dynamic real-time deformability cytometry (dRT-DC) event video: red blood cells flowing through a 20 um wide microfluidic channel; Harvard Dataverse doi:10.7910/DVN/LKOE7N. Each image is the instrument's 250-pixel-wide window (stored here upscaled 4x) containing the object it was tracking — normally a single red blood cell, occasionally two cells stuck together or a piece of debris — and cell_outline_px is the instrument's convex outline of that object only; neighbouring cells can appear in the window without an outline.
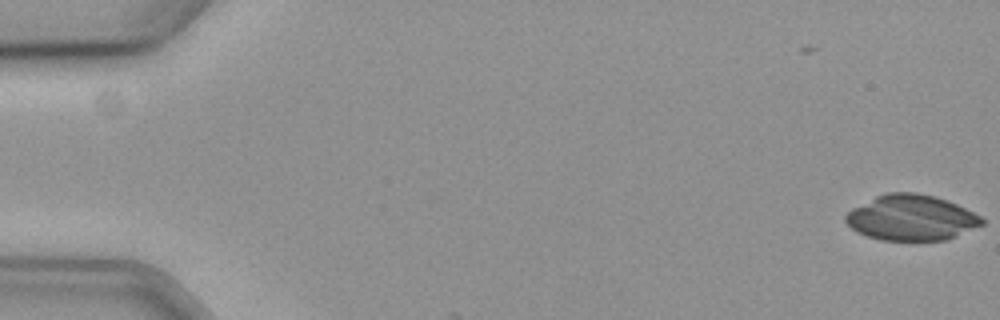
{"species": "common noctule bat (a hibernating species)", "species_latin": "Nyctalus noctula", "temperature_condition": "cold", "stored_images_in_passage": 7, "camera_frame_rate_fps": 3000, "um_per_image_px": 0.085, "animal": {"sex": "female", "body_mass_g": 19.3, "forearm_length_mm": 54.1}, "frame": {"image": 1, "passage_image": 7, "time_ms": 2.0, "image_size_px": [1000, 320], "cell_outline_px": [[984, 224], [956, 236], [944, 240], [880, 240], [856, 232], [844, 220], [844, 216], [852, 208], [876, 196], [888, 192], [916, 192], [936, 196], [956, 204], [980, 216], [984, 220]], "centroid_in_image_um": [77.44, 18.5], "position_along_channel_um": 7.6, "area_um2": 36.07}}